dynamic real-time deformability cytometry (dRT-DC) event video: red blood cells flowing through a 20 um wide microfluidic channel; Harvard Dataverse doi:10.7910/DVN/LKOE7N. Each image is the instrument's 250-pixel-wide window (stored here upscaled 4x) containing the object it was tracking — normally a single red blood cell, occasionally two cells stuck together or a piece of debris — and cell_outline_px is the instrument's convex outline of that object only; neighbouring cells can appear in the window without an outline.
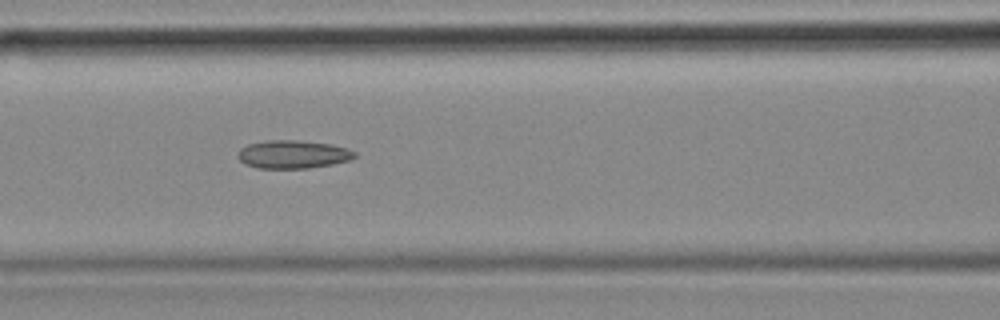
{"species": "common noctule bat (a hibernating species)", "species_latin": "Nyctalus noctula", "temperature_condition": "cold", "stored_images_in_passage": 12, "camera_frame_rate_fps": 3000, "um_per_image_px": 0.085, "animal": {"sex": "female", "body_mass_g": 18.4}, "frame": {"image": 1, "passage_image": 9, "time_ms": 2.667, "image_size_px": [1000, 320], "cell_outline_px": [[356, 156], [348, 160], [332, 164], [308, 168], [256, 168], [244, 164], [236, 156], [240, 148], [248, 144], [268, 140], [296, 140], [332, 144], [348, 148], [356, 152]], "centroid_in_image_um": [24.87, 13.12], "position_along_channel_um": 141.7, "area_um2": 19.25}}